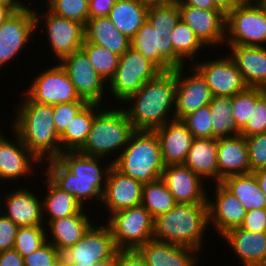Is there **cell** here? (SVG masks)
<instances>
[{
	"mask_svg": "<svg viewBox=\"0 0 266 266\" xmlns=\"http://www.w3.org/2000/svg\"><path fill=\"white\" fill-rule=\"evenodd\" d=\"M106 160L78 151H66L61 153L58 159L44 163L46 168L43 169L45 171L42 175L47 176L61 190L72 194L83 208L88 206L87 202L93 200L99 205L108 173L113 166L111 160L109 163H106Z\"/></svg>",
	"mask_w": 266,
	"mask_h": 266,
	"instance_id": "6da1fadb",
	"label": "cell"
},
{
	"mask_svg": "<svg viewBox=\"0 0 266 266\" xmlns=\"http://www.w3.org/2000/svg\"><path fill=\"white\" fill-rule=\"evenodd\" d=\"M23 95L9 126L28 151L42 163L40 168L43 169L44 163L58 159L62 153L60 135L54 123V105L34 102L26 94Z\"/></svg>",
	"mask_w": 266,
	"mask_h": 266,
	"instance_id": "7a4b0ae2",
	"label": "cell"
},
{
	"mask_svg": "<svg viewBox=\"0 0 266 266\" xmlns=\"http://www.w3.org/2000/svg\"><path fill=\"white\" fill-rule=\"evenodd\" d=\"M176 69L160 72L122 106L134 130L154 131L175 119ZM131 104V105H130ZM170 117V118H169Z\"/></svg>",
	"mask_w": 266,
	"mask_h": 266,
	"instance_id": "3957f363",
	"label": "cell"
},
{
	"mask_svg": "<svg viewBox=\"0 0 266 266\" xmlns=\"http://www.w3.org/2000/svg\"><path fill=\"white\" fill-rule=\"evenodd\" d=\"M207 229H210L207 203H177L155 218L153 239L187 246L201 253Z\"/></svg>",
	"mask_w": 266,
	"mask_h": 266,
	"instance_id": "277c9868",
	"label": "cell"
},
{
	"mask_svg": "<svg viewBox=\"0 0 266 266\" xmlns=\"http://www.w3.org/2000/svg\"><path fill=\"white\" fill-rule=\"evenodd\" d=\"M106 104L107 107L103 106L95 115L87 139L78 152L105 159L114 157L111 160L114 162L115 155L121 153L135 130L122 105Z\"/></svg>",
	"mask_w": 266,
	"mask_h": 266,
	"instance_id": "5b68a950",
	"label": "cell"
},
{
	"mask_svg": "<svg viewBox=\"0 0 266 266\" xmlns=\"http://www.w3.org/2000/svg\"><path fill=\"white\" fill-rule=\"evenodd\" d=\"M113 166L143 184L160 179L166 165L156 132L135 130Z\"/></svg>",
	"mask_w": 266,
	"mask_h": 266,
	"instance_id": "8992f818",
	"label": "cell"
},
{
	"mask_svg": "<svg viewBox=\"0 0 266 266\" xmlns=\"http://www.w3.org/2000/svg\"><path fill=\"white\" fill-rule=\"evenodd\" d=\"M224 45L266 46V9L257 0H245L226 14Z\"/></svg>",
	"mask_w": 266,
	"mask_h": 266,
	"instance_id": "52a82bcc",
	"label": "cell"
},
{
	"mask_svg": "<svg viewBox=\"0 0 266 266\" xmlns=\"http://www.w3.org/2000/svg\"><path fill=\"white\" fill-rule=\"evenodd\" d=\"M155 218L144 206L117 211L106 218L118 250H134L153 239Z\"/></svg>",
	"mask_w": 266,
	"mask_h": 266,
	"instance_id": "ba28073f",
	"label": "cell"
},
{
	"mask_svg": "<svg viewBox=\"0 0 266 266\" xmlns=\"http://www.w3.org/2000/svg\"><path fill=\"white\" fill-rule=\"evenodd\" d=\"M160 72L152 62L130 47L120 56L118 68L107 83V91L113 96L112 100L121 105Z\"/></svg>",
	"mask_w": 266,
	"mask_h": 266,
	"instance_id": "9c48e42d",
	"label": "cell"
},
{
	"mask_svg": "<svg viewBox=\"0 0 266 266\" xmlns=\"http://www.w3.org/2000/svg\"><path fill=\"white\" fill-rule=\"evenodd\" d=\"M34 14L36 29L39 30L43 22L42 27L46 29L45 35L48 37V45L51 46L52 54L55 56V59L57 58L58 62L62 58L81 49L85 39L83 24L58 16L47 7L45 13L44 10L43 12L37 11L35 7Z\"/></svg>",
	"mask_w": 266,
	"mask_h": 266,
	"instance_id": "30bf717a",
	"label": "cell"
},
{
	"mask_svg": "<svg viewBox=\"0 0 266 266\" xmlns=\"http://www.w3.org/2000/svg\"><path fill=\"white\" fill-rule=\"evenodd\" d=\"M30 4L28 2L26 6H20L0 27V70L15 58L18 59L24 47L34 41L35 31L38 30L34 9Z\"/></svg>",
	"mask_w": 266,
	"mask_h": 266,
	"instance_id": "8fae6325",
	"label": "cell"
},
{
	"mask_svg": "<svg viewBox=\"0 0 266 266\" xmlns=\"http://www.w3.org/2000/svg\"><path fill=\"white\" fill-rule=\"evenodd\" d=\"M58 63L66 71L81 99L88 103L106 105L109 101L106 99L109 94L105 95L108 93L107 82L97 73L82 49L62 58Z\"/></svg>",
	"mask_w": 266,
	"mask_h": 266,
	"instance_id": "7c38bea8",
	"label": "cell"
},
{
	"mask_svg": "<svg viewBox=\"0 0 266 266\" xmlns=\"http://www.w3.org/2000/svg\"><path fill=\"white\" fill-rule=\"evenodd\" d=\"M43 69L33 77L25 93L32 101L56 105L75 101H85L80 98L76 89L60 64Z\"/></svg>",
	"mask_w": 266,
	"mask_h": 266,
	"instance_id": "4fadbf2b",
	"label": "cell"
},
{
	"mask_svg": "<svg viewBox=\"0 0 266 266\" xmlns=\"http://www.w3.org/2000/svg\"><path fill=\"white\" fill-rule=\"evenodd\" d=\"M113 236L105 224H94L73 246L62 252V258L76 266H93L116 251Z\"/></svg>",
	"mask_w": 266,
	"mask_h": 266,
	"instance_id": "5bb4252c",
	"label": "cell"
},
{
	"mask_svg": "<svg viewBox=\"0 0 266 266\" xmlns=\"http://www.w3.org/2000/svg\"><path fill=\"white\" fill-rule=\"evenodd\" d=\"M131 47L152 62L161 72L187 65L174 52L170 36L163 37L148 20L131 39Z\"/></svg>",
	"mask_w": 266,
	"mask_h": 266,
	"instance_id": "9a60e30c",
	"label": "cell"
},
{
	"mask_svg": "<svg viewBox=\"0 0 266 266\" xmlns=\"http://www.w3.org/2000/svg\"><path fill=\"white\" fill-rule=\"evenodd\" d=\"M224 55L214 56V60H197L192 64L206 80L213 97H233L247 88L232 58Z\"/></svg>",
	"mask_w": 266,
	"mask_h": 266,
	"instance_id": "2e32d148",
	"label": "cell"
},
{
	"mask_svg": "<svg viewBox=\"0 0 266 266\" xmlns=\"http://www.w3.org/2000/svg\"><path fill=\"white\" fill-rule=\"evenodd\" d=\"M186 66L187 65L176 68L174 115L177 120H182L185 116L194 113L199 108L209 105L213 97L201 73L193 65H189L188 67L191 71L187 72L192 73L188 74L184 69Z\"/></svg>",
	"mask_w": 266,
	"mask_h": 266,
	"instance_id": "e0dca14e",
	"label": "cell"
},
{
	"mask_svg": "<svg viewBox=\"0 0 266 266\" xmlns=\"http://www.w3.org/2000/svg\"><path fill=\"white\" fill-rule=\"evenodd\" d=\"M179 11L180 19L193 30L206 48L213 46L216 49L225 44L226 14L222 10L179 5Z\"/></svg>",
	"mask_w": 266,
	"mask_h": 266,
	"instance_id": "ac0fdd59",
	"label": "cell"
},
{
	"mask_svg": "<svg viewBox=\"0 0 266 266\" xmlns=\"http://www.w3.org/2000/svg\"><path fill=\"white\" fill-rule=\"evenodd\" d=\"M9 131L13 133L14 140L0 133V182L14 185L15 181L20 183L23 177L33 176L35 164L38 168L43 165L28 151L19 136L13 130Z\"/></svg>",
	"mask_w": 266,
	"mask_h": 266,
	"instance_id": "d6986e66",
	"label": "cell"
},
{
	"mask_svg": "<svg viewBox=\"0 0 266 266\" xmlns=\"http://www.w3.org/2000/svg\"><path fill=\"white\" fill-rule=\"evenodd\" d=\"M161 179L174 196L176 203H207V182L184 164L167 165Z\"/></svg>",
	"mask_w": 266,
	"mask_h": 266,
	"instance_id": "ffe728a7",
	"label": "cell"
},
{
	"mask_svg": "<svg viewBox=\"0 0 266 266\" xmlns=\"http://www.w3.org/2000/svg\"><path fill=\"white\" fill-rule=\"evenodd\" d=\"M142 189V182L123 174L112 166L108 173L102 202L99 205H104L102 207L108 213L105 219L117 211L141 205Z\"/></svg>",
	"mask_w": 266,
	"mask_h": 266,
	"instance_id": "44dd1931",
	"label": "cell"
},
{
	"mask_svg": "<svg viewBox=\"0 0 266 266\" xmlns=\"http://www.w3.org/2000/svg\"><path fill=\"white\" fill-rule=\"evenodd\" d=\"M214 185V198L207 195L208 225L213 226V230L220 234L221 238L230 229L240 227L247 211L221 183Z\"/></svg>",
	"mask_w": 266,
	"mask_h": 266,
	"instance_id": "7402d4cb",
	"label": "cell"
},
{
	"mask_svg": "<svg viewBox=\"0 0 266 266\" xmlns=\"http://www.w3.org/2000/svg\"><path fill=\"white\" fill-rule=\"evenodd\" d=\"M20 186L2 195L1 212L18 227L45 225L42 198L39 199L31 189Z\"/></svg>",
	"mask_w": 266,
	"mask_h": 266,
	"instance_id": "603a6c76",
	"label": "cell"
},
{
	"mask_svg": "<svg viewBox=\"0 0 266 266\" xmlns=\"http://www.w3.org/2000/svg\"><path fill=\"white\" fill-rule=\"evenodd\" d=\"M136 250L147 266H197L199 261V252L193 248L155 239L149 240Z\"/></svg>",
	"mask_w": 266,
	"mask_h": 266,
	"instance_id": "cb8c5ba5",
	"label": "cell"
},
{
	"mask_svg": "<svg viewBox=\"0 0 266 266\" xmlns=\"http://www.w3.org/2000/svg\"><path fill=\"white\" fill-rule=\"evenodd\" d=\"M154 131L160 142L165 165L184 164L194 140L185 124L173 119Z\"/></svg>",
	"mask_w": 266,
	"mask_h": 266,
	"instance_id": "d4e9b609",
	"label": "cell"
},
{
	"mask_svg": "<svg viewBox=\"0 0 266 266\" xmlns=\"http://www.w3.org/2000/svg\"><path fill=\"white\" fill-rule=\"evenodd\" d=\"M218 183L231 175L252 173L246 138L242 135L217 139Z\"/></svg>",
	"mask_w": 266,
	"mask_h": 266,
	"instance_id": "484cf974",
	"label": "cell"
},
{
	"mask_svg": "<svg viewBox=\"0 0 266 266\" xmlns=\"http://www.w3.org/2000/svg\"><path fill=\"white\" fill-rule=\"evenodd\" d=\"M226 47L246 86L265 88L266 46L226 45Z\"/></svg>",
	"mask_w": 266,
	"mask_h": 266,
	"instance_id": "4316f807",
	"label": "cell"
},
{
	"mask_svg": "<svg viewBox=\"0 0 266 266\" xmlns=\"http://www.w3.org/2000/svg\"><path fill=\"white\" fill-rule=\"evenodd\" d=\"M85 210L86 208H83L77 214L51 220L46 225L47 241L61 253L76 244L97 223L90 217L93 215L87 214Z\"/></svg>",
	"mask_w": 266,
	"mask_h": 266,
	"instance_id": "83f0119b",
	"label": "cell"
},
{
	"mask_svg": "<svg viewBox=\"0 0 266 266\" xmlns=\"http://www.w3.org/2000/svg\"><path fill=\"white\" fill-rule=\"evenodd\" d=\"M242 266H258L266 263V232L247 231L236 227L223 234Z\"/></svg>",
	"mask_w": 266,
	"mask_h": 266,
	"instance_id": "f1b7e54d",
	"label": "cell"
},
{
	"mask_svg": "<svg viewBox=\"0 0 266 266\" xmlns=\"http://www.w3.org/2000/svg\"><path fill=\"white\" fill-rule=\"evenodd\" d=\"M217 151L216 138H194L184 165L208 184L218 183Z\"/></svg>",
	"mask_w": 266,
	"mask_h": 266,
	"instance_id": "f546056e",
	"label": "cell"
},
{
	"mask_svg": "<svg viewBox=\"0 0 266 266\" xmlns=\"http://www.w3.org/2000/svg\"><path fill=\"white\" fill-rule=\"evenodd\" d=\"M85 40L119 56L131 47V39L122 34L108 16L88 19L84 26Z\"/></svg>",
	"mask_w": 266,
	"mask_h": 266,
	"instance_id": "4dcf8cb0",
	"label": "cell"
},
{
	"mask_svg": "<svg viewBox=\"0 0 266 266\" xmlns=\"http://www.w3.org/2000/svg\"><path fill=\"white\" fill-rule=\"evenodd\" d=\"M148 8L144 0H116L108 17L122 34L132 39L147 21Z\"/></svg>",
	"mask_w": 266,
	"mask_h": 266,
	"instance_id": "1f68e13d",
	"label": "cell"
},
{
	"mask_svg": "<svg viewBox=\"0 0 266 266\" xmlns=\"http://www.w3.org/2000/svg\"><path fill=\"white\" fill-rule=\"evenodd\" d=\"M221 184L241 202L246 211L266 209V195L253 173L228 176Z\"/></svg>",
	"mask_w": 266,
	"mask_h": 266,
	"instance_id": "d6a6232c",
	"label": "cell"
},
{
	"mask_svg": "<svg viewBox=\"0 0 266 266\" xmlns=\"http://www.w3.org/2000/svg\"><path fill=\"white\" fill-rule=\"evenodd\" d=\"M45 178L47 192L42 198L45 226L51 220L77 214L83 209L72 194L58 188L47 176Z\"/></svg>",
	"mask_w": 266,
	"mask_h": 266,
	"instance_id": "836d02e7",
	"label": "cell"
},
{
	"mask_svg": "<svg viewBox=\"0 0 266 266\" xmlns=\"http://www.w3.org/2000/svg\"><path fill=\"white\" fill-rule=\"evenodd\" d=\"M104 105L88 103L60 135L62 153L78 151L85 143L95 115Z\"/></svg>",
	"mask_w": 266,
	"mask_h": 266,
	"instance_id": "e575fe53",
	"label": "cell"
},
{
	"mask_svg": "<svg viewBox=\"0 0 266 266\" xmlns=\"http://www.w3.org/2000/svg\"><path fill=\"white\" fill-rule=\"evenodd\" d=\"M209 106L212 119V138L240 135V129L232 115V97H212Z\"/></svg>",
	"mask_w": 266,
	"mask_h": 266,
	"instance_id": "d590c367",
	"label": "cell"
},
{
	"mask_svg": "<svg viewBox=\"0 0 266 266\" xmlns=\"http://www.w3.org/2000/svg\"><path fill=\"white\" fill-rule=\"evenodd\" d=\"M176 204L174 196L161 178L143 184L141 205L144 206L154 218L168 212Z\"/></svg>",
	"mask_w": 266,
	"mask_h": 266,
	"instance_id": "8d00e7d4",
	"label": "cell"
},
{
	"mask_svg": "<svg viewBox=\"0 0 266 266\" xmlns=\"http://www.w3.org/2000/svg\"><path fill=\"white\" fill-rule=\"evenodd\" d=\"M174 52L188 65H192L198 59L200 51L206 48L195 36L193 30L181 19L170 35ZM199 52V53H198ZM187 60L189 62H187Z\"/></svg>",
	"mask_w": 266,
	"mask_h": 266,
	"instance_id": "74e56055",
	"label": "cell"
},
{
	"mask_svg": "<svg viewBox=\"0 0 266 266\" xmlns=\"http://www.w3.org/2000/svg\"><path fill=\"white\" fill-rule=\"evenodd\" d=\"M81 49L87 54L97 73L108 83L118 68L120 56L85 39Z\"/></svg>",
	"mask_w": 266,
	"mask_h": 266,
	"instance_id": "f35d334b",
	"label": "cell"
},
{
	"mask_svg": "<svg viewBox=\"0 0 266 266\" xmlns=\"http://www.w3.org/2000/svg\"><path fill=\"white\" fill-rule=\"evenodd\" d=\"M147 20L163 37L170 36L180 20L179 5L176 2L149 4Z\"/></svg>",
	"mask_w": 266,
	"mask_h": 266,
	"instance_id": "ab89813d",
	"label": "cell"
},
{
	"mask_svg": "<svg viewBox=\"0 0 266 266\" xmlns=\"http://www.w3.org/2000/svg\"><path fill=\"white\" fill-rule=\"evenodd\" d=\"M266 132V94L263 88L252 87V112L240 135L249 138Z\"/></svg>",
	"mask_w": 266,
	"mask_h": 266,
	"instance_id": "60d3db41",
	"label": "cell"
},
{
	"mask_svg": "<svg viewBox=\"0 0 266 266\" xmlns=\"http://www.w3.org/2000/svg\"><path fill=\"white\" fill-rule=\"evenodd\" d=\"M45 225L18 227L13 248L26 257L47 242Z\"/></svg>",
	"mask_w": 266,
	"mask_h": 266,
	"instance_id": "b9f144b4",
	"label": "cell"
},
{
	"mask_svg": "<svg viewBox=\"0 0 266 266\" xmlns=\"http://www.w3.org/2000/svg\"><path fill=\"white\" fill-rule=\"evenodd\" d=\"M47 8L63 18L77 21L84 26L89 19V0H46Z\"/></svg>",
	"mask_w": 266,
	"mask_h": 266,
	"instance_id": "7bdbcfd3",
	"label": "cell"
},
{
	"mask_svg": "<svg viewBox=\"0 0 266 266\" xmlns=\"http://www.w3.org/2000/svg\"><path fill=\"white\" fill-rule=\"evenodd\" d=\"M194 138H212V119L210 106L199 108L181 120Z\"/></svg>",
	"mask_w": 266,
	"mask_h": 266,
	"instance_id": "ee69618b",
	"label": "cell"
},
{
	"mask_svg": "<svg viewBox=\"0 0 266 266\" xmlns=\"http://www.w3.org/2000/svg\"><path fill=\"white\" fill-rule=\"evenodd\" d=\"M62 253L50 242H46L32 254L23 257L25 266H58Z\"/></svg>",
	"mask_w": 266,
	"mask_h": 266,
	"instance_id": "f6af8a7d",
	"label": "cell"
},
{
	"mask_svg": "<svg viewBox=\"0 0 266 266\" xmlns=\"http://www.w3.org/2000/svg\"><path fill=\"white\" fill-rule=\"evenodd\" d=\"M88 104L87 101H75L54 105V123L56 131L61 135L73 118Z\"/></svg>",
	"mask_w": 266,
	"mask_h": 266,
	"instance_id": "bcb514c9",
	"label": "cell"
},
{
	"mask_svg": "<svg viewBox=\"0 0 266 266\" xmlns=\"http://www.w3.org/2000/svg\"><path fill=\"white\" fill-rule=\"evenodd\" d=\"M251 112L252 87H247L232 97V115L240 130L246 125Z\"/></svg>",
	"mask_w": 266,
	"mask_h": 266,
	"instance_id": "7dc6e473",
	"label": "cell"
},
{
	"mask_svg": "<svg viewBox=\"0 0 266 266\" xmlns=\"http://www.w3.org/2000/svg\"><path fill=\"white\" fill-rule=\"evenodd\" d=\"M251 171L266 169V132L246 138Z\"/></svg>",
	"mask_w": 266,
	"mask_h": 266,
	"instance_id": "c3c4849f",
	"label": "cell"
},
{
	"mask_svg": "<svg viewBox=\"0 0 266 266\" xmlns=\"http://www.w3.org/2000/svg\"><path fill=\"white\" fill-rule=\"evenodd\" d=\"M18 226L0 212V252L13 248Z\"/></svg>",
	"mask_w": 266,
	"mask_h": 266,
	"instance_id": "681fc988",
	"label": "cell"
},
{
	"mask_svg": "<svg viewBox=\"0 0 266 266\" xmlns=\"http://www.w3.org/2000/svg\"><path fill=\"white\" fill-rule=\"evenodd\" d=\"M239 228L253 232H266V209L247 211Z\"/></svg>",
	"mask_w": 266,
	"mask_h": 266,
	"instance_id": "f907efd6",
	"label": "cell"
},
{
	"mask_svg": "<svg viewBox=\"0 0 266 266\" xmlns=\"http://www.w3.org/2000/svg\"><path fill=\"white\" fill-rule=\"evenodd\" d=\"M117 266H147L144 258L136 250H117Z\"/></svg>",
	"mask_w": 266,
	"mask_h": 266,
	"instance_id": "816d5d0a",
	"label": "cell"
},
{
	"mask_svg": "<svg viewBox=\"0 0 266 266\" xmlns=\"http://www.w3.org/2000/svg\"><path fill=\"white\" fill-rule=\"evenodd\" d=\"M116 0H89V19L108 16Z\"/></svg>",
	"mask_w": 266,
	"mask_h": 266,
	"instance_id": "f5cc1de1",
	"label": "cell"
},
{
	"mask_svg": "<svg viewBox=\"0 0 266 266\" xmlns=\"http://www.w3.org/2000/svg\"><path fill=\"white\" fill-rule=\"evenodd\" d=\"M0 266H25L23 257L14 249L0 252Z\"/></svg>",
	"mask_w": 266,
	"mask_h": 266,
	"instance_id": "db71d44e",
	"label": "cell"
},
{
	"mask_svg": "<svg viewBox=\"0 0 266 266\" xmlns=\"http://www.w3.org/2000/svg\"><path fill=\"white\" fill-rule=\"evenodd\" d=\"M178 5H189L201 9H218L213 0H176Z\"/></svg>",
	"mask_w": 266,
	"mask_h": 266,
	"instance_id": "11a10c76",
	"label": "cell"
},
{
	"mask_svg": "<svg viewBox=\"0 0 266 266\" xmlns=\"http://www.w3.org/2000/svg\"><path fill=\"white\" fill-rule=\"evenodd\" d=\"M245 0H213L215 6L222 10L225 14L232 11L239 4L243 3Z\"/></svg>",
	"mask_w": 266,
	"mask_h": 266,
	"instance_id": "9f6ffc18",
	"label": "cell"
},
{
	"mask_svg": "<svg viewBox=\"0 0 266 266\" xmlns=\"http://www.w3.org/2000/svg\"><path fill=\"white\" fill-rule=\"evenodd\" d=\"M19 7V4H0V27Z\"/></svg>",
	"mask_w": 266,
	"mask_h": 266,
	"instance_id": "6f0895ef",
	"label": "cell"
},
{
	"mask_svg": "<svg viewBox=\"0 0 266 266\" xmlns=\"http://www.w3.org/2000/svg\"><path fill=\"white\" fill-rule=\"evenodd\" d=\"M252 173L255 175L261 191L266 195V169H259Z\"/></svg>",
	"mask_w": 266,
	"mask_h": 266,
	"instance_id": "680465c9",
	"label": "cell"
},
{
	"mask_svg": "<svg viewBox=\"0 0 266 266\" xmlns=\"http://www.w3.org/2000/svg\"><path fill=\"white\" fill-rule=\"evenodd\" d=\"M93 266H117V251L111 257L98 261Z\"/></svg>",
	"mask_w": 266,
	"mask_h": 266,
	"instance_id": "91938a15",
	"label": "cell"
},
{
	"mask_svg": "<svg viewBox=\"0 0 266 266\" xmlns=\"http://www.w3.org/2000/svg\"><path fill=\"white\" fill-rule=\"evenodd\" d=\"M147 4L173 3L176 0H144Z\"/></svg>",
	"mask_w": 266,
	"mask_h": 266,
	"instance_id": "94428289",
	"label": "cell"
},
{
	"mask_svg": "<svg viewBox=\"0 0 266 266\" xmlns=\"http://www.w3.org/2000/svg\"><path fill=\"white\" fill-rule=\"evenodd\" d=\"M58 266H76V265L69 263V262L65 261L63 258H61Z\"/></svg>",
	"mask_w": 266,
	"mask_h": 266,
	"instance_id": "6125c7cd",
	"label": "cell"
},
{
	"mask_svg": "<svg viewBox=\"0 0 266 266\" xmlns=\"http://www.w3.org/2000/svg\"><path fill=\"white\" fill-rule=\"evenodd\" d=\"M0 4H18L14 0H0Z\"/></svg>",
	"mask_w": 266,
	"mask_h": 266,
	"instance_id": "be15d7a7",
	"label": "cell"
},
{
	"mask_svg": "<svg viewBox=\"0 0 266 266\" xmlns=\"http://www.w3.org/2000/svg\"><path fill=\"white\" fill-rule=\"evenodd\" d=\"M266 9V0H257Z\"/></svg>",
	"mask_w": 266,
	"mask_h": 266,
	"instance_id": "e7e4bbea",
	"label": "cell"
},
{
	"mask_svg": "<svg viewBox=\"0 0 266 266\" xmlns=\"http://www.w3.org/2000/svg\"><path fill=\"white\" fill-rule=\"evenodd\" d=\"M16 3H18L20 6H26V4L21 0H14ZM25 1V0H24Z\"/></svg>",
	"mask_w": 266,
	"mask_h": 266,
	"instance_id": "03108f58",
	"label": "cell"
},
{
	"mask_svg": "<svg viewBox=\"0 0 266 266\" xmlns=\"http://www.w3.org/2000/svg\"><path fill=\"white\" fill-rule=\"evenodd\" d=\"M0 212H1V196H0Z\"/></svg>",
	"mask_w": 266,
	"mask_h": 266,
	"instance_id": "003e7915",
	"label": "cell"
}]
</instances>
